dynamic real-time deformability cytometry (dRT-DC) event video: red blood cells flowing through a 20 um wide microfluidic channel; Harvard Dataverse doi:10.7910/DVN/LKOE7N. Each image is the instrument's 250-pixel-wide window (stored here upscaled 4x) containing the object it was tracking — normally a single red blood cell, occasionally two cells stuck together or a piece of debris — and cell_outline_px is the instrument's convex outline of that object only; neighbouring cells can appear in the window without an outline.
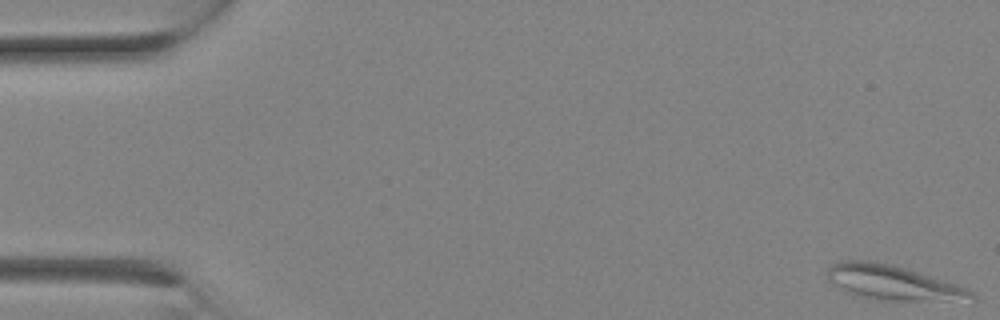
{"species": "Egyptian fruit bat (a non-hibernating species)", "species_latin": "Rousettus aegyptiacus", "temperature_condition": "room temperature", "stored_images_in_passage": 11, "camera_frame_rate_fps": 3000, "um_per_image_px": 0.085, "animal": {"sex": "female"}, "frame": {"image": 1, "passage_image": 1, "time_ms": 0.0, "image_size_px": [1000, 320], "cell_outline_px": [[976, 300], [888, 300], [856, 296], [840, 288], [828, 280], [824, 272], [832, 264], [840, 260], [864, 260], [892, 264], [944, 280], [956, 284], [972, 292], [976, 296]], "centroid_in_image_um": [75.83, 24.01], "position_along_channel_um": 9.2, "area_um2": 28.84}}
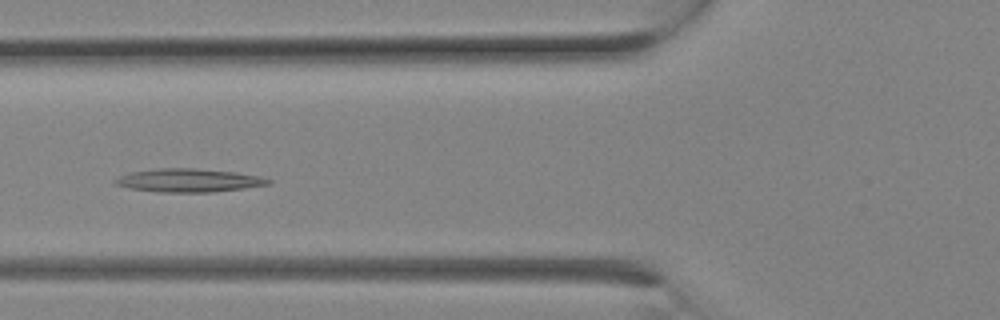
{"frame": {"image": 2, "passage_image": 10, "time_ms": 3.0, "image_size_px": [1000, 320], "cell_outline_px": [[272, 184], [244, 188], [212, 192], [156, 192], [128, 188], [116, 184], [112, 180], [120, 176], [132, 172], [156, 168], [196, 168], [236, 172], [260, 176], [272, 180]], "centroid_in_image_um": [16.06, 15.33], "position_along_channel_um": 109.7, "area_um2": 20.92}}